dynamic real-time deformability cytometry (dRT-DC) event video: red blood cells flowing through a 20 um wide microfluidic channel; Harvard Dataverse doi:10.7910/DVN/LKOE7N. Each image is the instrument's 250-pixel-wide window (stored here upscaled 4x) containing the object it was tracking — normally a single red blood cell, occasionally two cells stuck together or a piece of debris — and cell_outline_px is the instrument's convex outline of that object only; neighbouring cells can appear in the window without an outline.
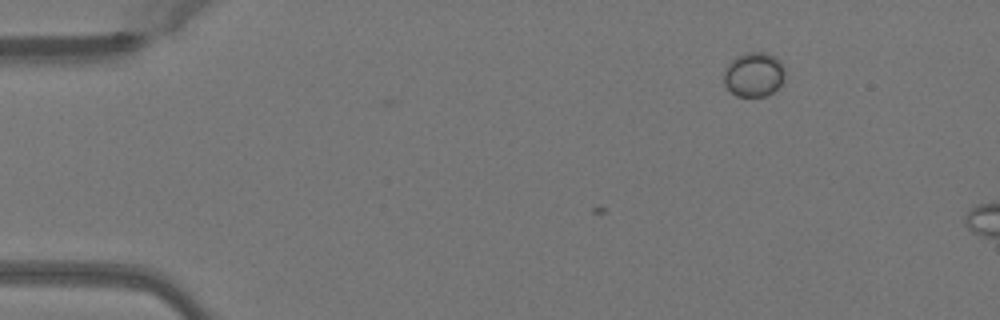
{"species": "Egyptian fruit bat (a non-hibernating species)", "species_latin": "Rousettus aegyptiacus", "temperature_condition": "warm", "stored_images_in_passage": 5, "camera_frame_rate_fps": 3000, "um_per_image_px": 0.085, "animal": {"sex": "female"}, "frame": {"image": 1, "passage_image": 5, "time_ms": 1.333, "image_size_px": [1000, 320], "cell_outline_px": [[784, 76], [780, 84], [772, 92], [764, 96], [736, 96], [724, 84], [724, 72], [728, 64], [736, 56], [744, 52], [764, 52], [776, 56], [784, 64]], "centroid_in_image_um": [64.08, 6.3], "position_along_channel_um": 20.9, "area_um2": 15.84}}